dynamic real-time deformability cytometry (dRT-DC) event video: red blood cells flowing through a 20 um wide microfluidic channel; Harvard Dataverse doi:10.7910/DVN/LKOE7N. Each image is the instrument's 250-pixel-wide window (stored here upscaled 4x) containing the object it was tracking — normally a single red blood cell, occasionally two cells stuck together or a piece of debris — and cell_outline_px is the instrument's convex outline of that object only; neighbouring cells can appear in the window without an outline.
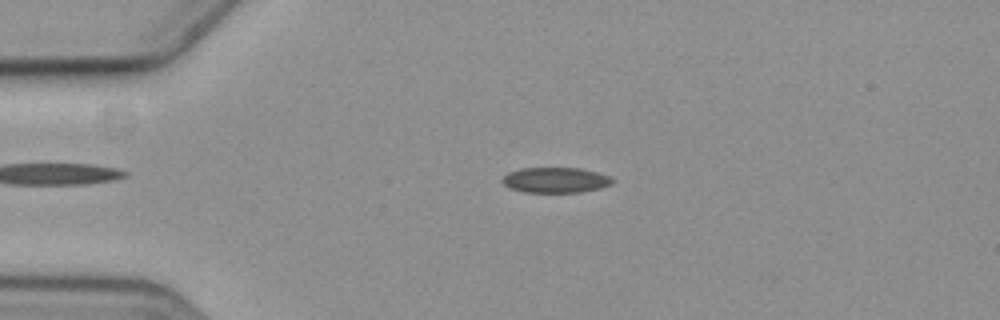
{"species": "common noctule bat (a hibernating species)", "species_latin": "Nyctalus noctula", "temperature_condition": "cold", "stored_images_in_passage": 5, "camera_frame_rate_fps": 3000, "um_per_image_px": 0.085, "animal": {"sex": "female", "body_mass_g": 19.3, "forearm_length_mm": 54.1}, "frame": {"image": 1, "passage_image": 4, "time_ms": 3.333, "image_size_px": [1000, 320], "cell_outline_px": [[612, 184], [600, 188], [580, 192], [524, 192], [508, 188], [500, 180], [508, 172], [520, 168], [580, 168], [612, 176]], "centroid_in_image_um": [47.19, 15.3], "position_along_channel_um": 37.8, "area_um2": 16.36}}